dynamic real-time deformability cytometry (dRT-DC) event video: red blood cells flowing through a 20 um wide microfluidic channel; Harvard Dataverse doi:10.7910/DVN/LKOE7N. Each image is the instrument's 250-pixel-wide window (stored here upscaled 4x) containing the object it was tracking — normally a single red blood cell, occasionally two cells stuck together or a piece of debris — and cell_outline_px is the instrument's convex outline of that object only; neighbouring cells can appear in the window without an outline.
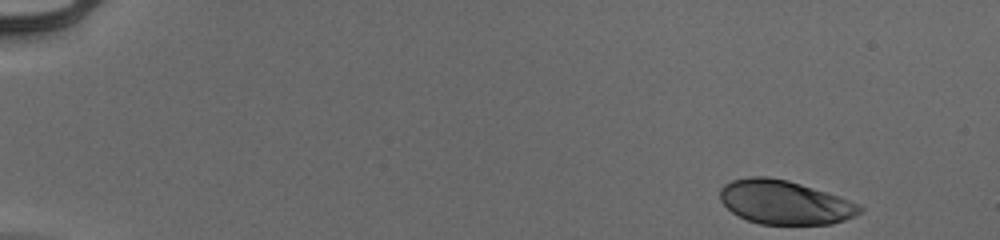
{"species": "human", "species_latin": "Homo sapiens", "temperature_condition": "cold", "stored_images_in_passage": 50, "camera_frame_rate_fps": 3000, "um_per_image_px": 0.085, "donor": {"sex": "male"}, "frame": {"image": 1, "passage_image": 1, "time_ms": 0.0, "image_size_px": [1000, 240], "cell_outline_px": [[864, 208], [856, 216], [832, 224], [760, 224], [748, 220], [732, 212], [720, 200], [720, 188], [724, 184], [732, 180], [748, 176], [768, 176], [788, 180], [840, 196], [860, 204]], "centroid_in_image_um": [66.71, 17.19], "position_along_channel_um": 18.3, "area_um2": 35.89}}
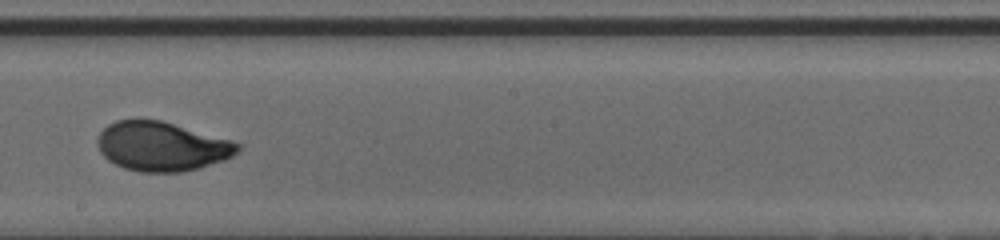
{"frame": {"image": 2, "passage_image": 29, "time_ms": 9.333, "image_size_px": [1000, 240], "cell_outline_px": [[244, 144], [232, 156], [224, 160], [200, 168], [180, 172], [140, 172], [124, 168], [108, 160], [100, 152], [96, 144], [96, 136], [108, 124], [116, 120], [160, 120], [232, 140]], "centroid_in_image_um": [13.75, 12.45], "position_along_channel_um": 234.5, "area_um2": 40.34}}
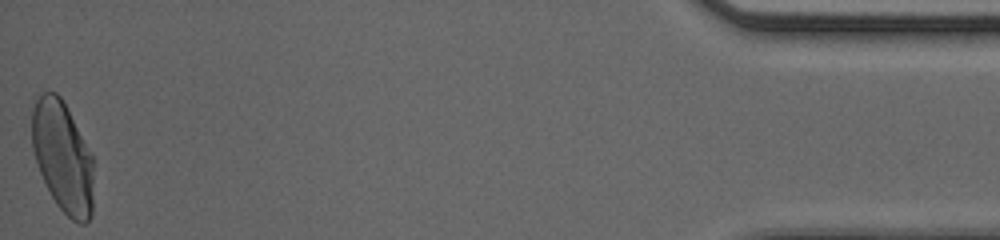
{"frame": {"image": 3, "passage_image": 50, "time_ms": 16.333, "image_size_px": [1000, 240], "cell_outline_px": [[92, 216], [84, 224], [80, 224], [72, 220], [56, 204], [40, 172], [32, 148], [32, 108], [36, 100], [44, 92], [56, 92], [60, 96], [92, 156]], "centroid_in_image_um": [5.31, 13.36], "position_along_channel_um": 429.9, "area_um2": 39.13}, "authors_computed_cell_mechanics": {"area_um2": 39.1595, "velocity_mm_per_s": 3.9429, "shape_relaxation_time_tau1_ms": 3.5604, "shape_relaxation_time_tau2_ms": null, "deformation_change_tau1": 0.1737, "deformation_change_tau2": null}}